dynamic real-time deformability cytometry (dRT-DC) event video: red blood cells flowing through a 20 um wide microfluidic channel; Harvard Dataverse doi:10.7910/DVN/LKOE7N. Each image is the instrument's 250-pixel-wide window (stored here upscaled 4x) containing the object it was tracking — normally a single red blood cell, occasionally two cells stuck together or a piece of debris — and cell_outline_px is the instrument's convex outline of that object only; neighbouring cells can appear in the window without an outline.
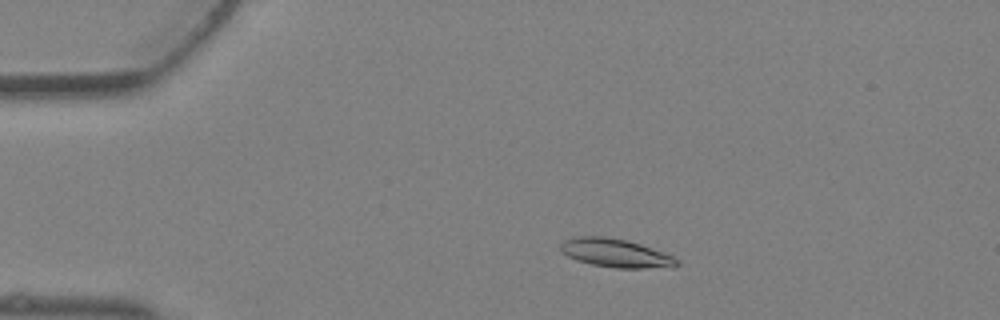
{"species": "Egyptian fruit bat (a non-hibernating species)", "species_latin": "Rousettus aegyptiacus", "temperature_condition": "warm", "stored_images_in_passage": 3, "camera_frame_rate_fps": 3000, "um_per_image_px": 0.085, "animal": {"sex": "female"}, "frame": {"image": 1, "passage_image": 2, "time_ms": 0.333, "image_size_px": [1000, 320], "cell_outline_px": [[680, 264], [676, 268], [616, 268], [592, 264], [576, 260], [560, 252], [560, 244], [564, 240], [576, 236], [604, 236], [628, 240], [640, 244], [672, 256], [680, 260]], "centroid_in_image_um": [52.35, 21.52], "position_along_channel_um": 32.7, "area_um2": 19.54}}